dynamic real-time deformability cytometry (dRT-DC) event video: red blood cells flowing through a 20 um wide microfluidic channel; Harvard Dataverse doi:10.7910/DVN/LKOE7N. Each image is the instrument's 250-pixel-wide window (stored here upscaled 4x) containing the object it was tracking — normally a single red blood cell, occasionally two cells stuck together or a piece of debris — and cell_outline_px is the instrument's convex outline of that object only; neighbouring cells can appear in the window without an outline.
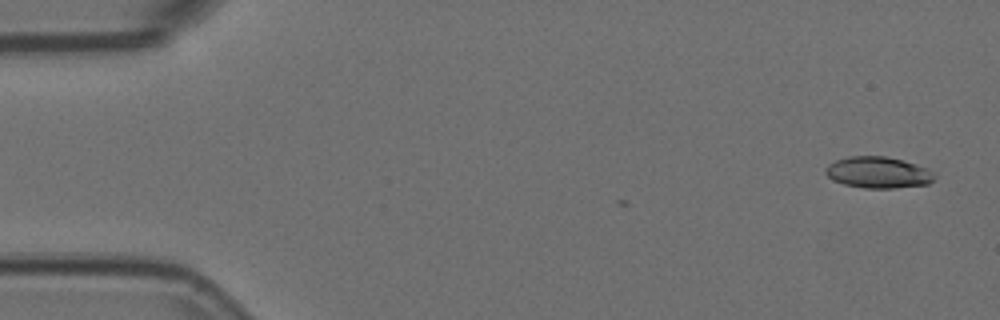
{"species": "Egyptian fruit bat (a non-hibernating species)", "species_latin": "Rousettus aegyptiacus", "temperature_condition": "room temperature", "stored_images_in_passage": 6, "camera_frame_rate_fps": 3000, "um_per_image_px": 0.085, "animal": {"sex": "female"}, "frame": {"image": 1, "passage_image": 1, "time_ms": 0.0, "image_size_px": [1000, 320], "cell_outline_px": [[936, 176], [928, 184], [896, 188], [864, 188], [844, 184], [832, 180], [824, 172], [828, 164], [836, 160], [848, 156], [884, 156], [900, 160], [924, 168], [932, 172]], "centroid_in_image_um": [74.58, 14.67], "position_along_channel_um": 10.4, "area_um2": 19.65}}
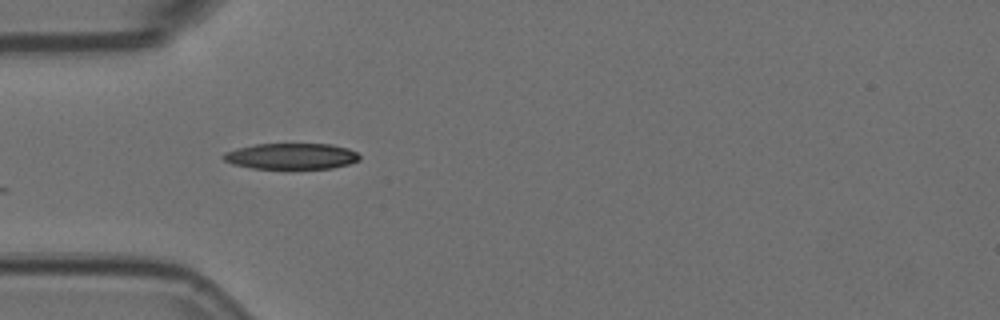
{"frame": {"image": 2, "passage_image": 5, "time_ms": 1.333, "image_size_px": [1000, 320], "cell_outline_px": [[360, 160], [348, 164], [332, 168], [252, 168], [232, 164], [224, 160], [220, 156], [224, 152], [236, 148], [256, 144], [332, 144], [348, 148], [356, 152], [360, 156]], "centroid_in_image_um": [24.74, 13.27], "position_along_channel_um": 60.3, "area_um2": 20.63}}
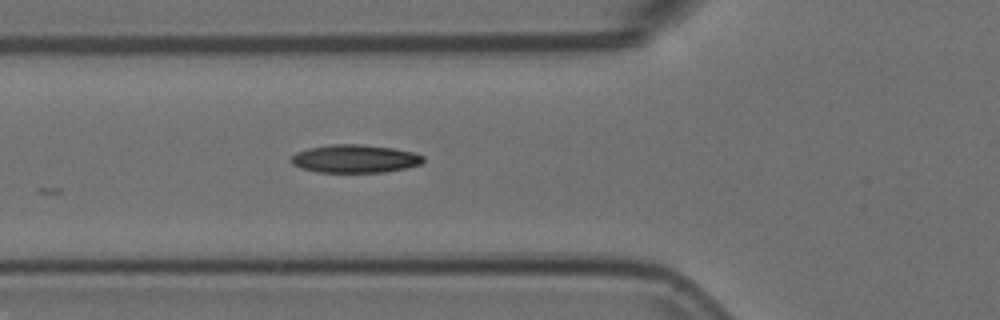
{"frame": {"image": 3, "passage_image": 6, "time_ms": 1.667, "image_size_px": [1000, 320], "cell_outline_px": [[424, 160], [420, 164], [404, 168], [384, 172], [316, 172], [300, 168], [292, 164], [288, 160], [296, 152], [308, 148], [332, 144], [360, 144], [392, 148], [412, 152], [424, 156]], "centroid_in_image_um": [30.11, 13.49], "position_along_channel_um": 95.7, "area_um2": 21.62}}